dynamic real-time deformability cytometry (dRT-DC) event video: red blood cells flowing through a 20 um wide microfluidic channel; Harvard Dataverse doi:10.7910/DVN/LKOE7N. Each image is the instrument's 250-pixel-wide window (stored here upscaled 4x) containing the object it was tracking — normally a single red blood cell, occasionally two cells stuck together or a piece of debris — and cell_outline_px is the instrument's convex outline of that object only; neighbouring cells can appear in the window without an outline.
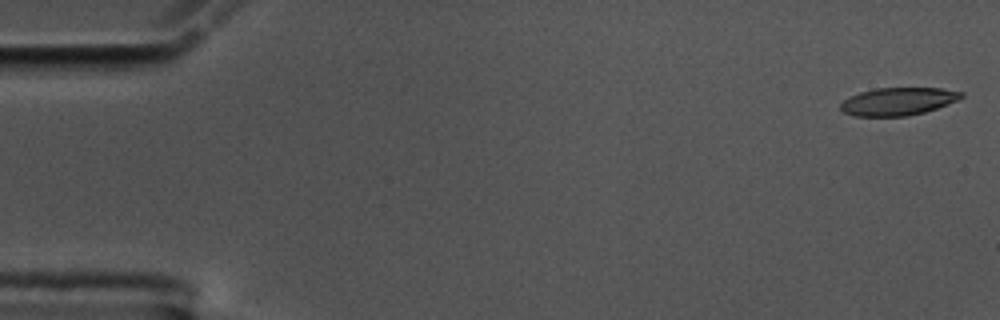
{"species": "common noctule bat (a hibernating species)", "species_latin": "Nyctalus noctula", "temperature_condition": "cold", "stored_images_in_passage": 56, "camera_frame_rate_fps": 3000, "um_per_image_px": 0.085, "animal": {"sex": "male", "body_mass_g": 17.5, "forearm_length_mm": 52.3}, "frame": {"image": 1, "passage_image": 1, "time_ms": 0.0, "image_size_px": [1000, 320], "cell_outline_px": [[964, 96], [960, 100], [924, 112], [908, 116], [852, 116], [844, 112], [840, 108], [840, 104], [844, 100], [860, 92], [876, 88], [940, 88], [964, 92]], "centroid_in_image_um": [76.36, 8.62], "position_along_channel_um": 8.6, "area_um2": 19.54}}
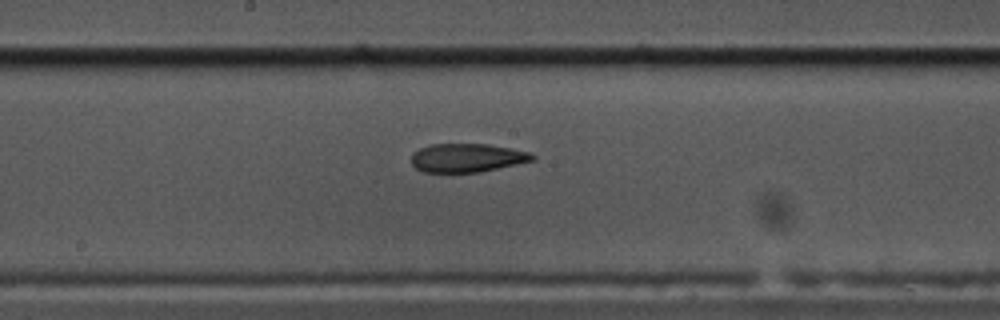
{"frame": {"image": 2, "passage_image": 29, "time_ms": 9.333, "image_size_px": [1000, 320], "cell_outline_px": [[536, 160], [480, 172], [424, 172], [416, 168], [412, 164], [412, 152], [428, 144], [488, 144], [512, 148], [532, 152], [536, 156]], "centroid_in_image_um": [39.74, 13.41], "position_along_channel_um": 208.5, "area_um2": 20.4}}
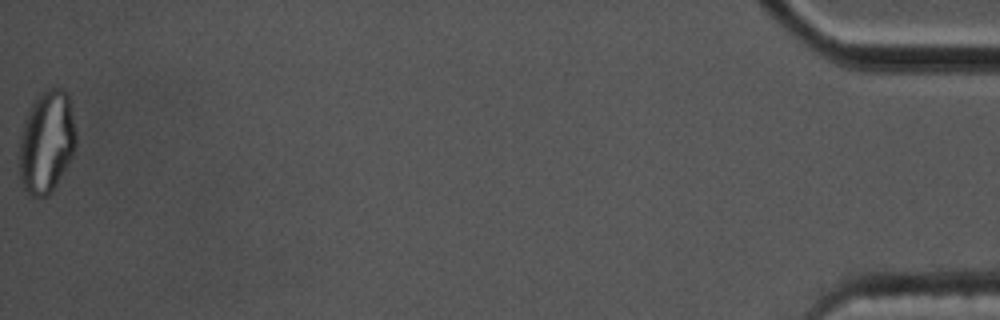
{"frame": {"image": 3, "passage_image": 56, "time_ms": 18.333, "image_size_px": [1000, 320], "cell_outline_px": [[76, 148], [72, 156], [56, 184], [48, 196], [32, 196], [20, 184], [20, 136], [24, 120], [36, 96], [40, 92], [48, 88], [60, 88], [68, 92], [76, 132]], "centroid_in_image_um": [3.96, 12.03], "position_along_channel_um": 431.2, "area_um2": 33.87}, "authors_computed_cell_mechanics": {"area_um2": 21.2415, "velocity_mm_per_s": 3.5719, "shape_relaxation_time_tau1_ms": null, "shape_relaxation_time_tau2_ms": 3.104, "deformation_change_tau1": null, "deformation_change_tau2": 0.1071}}